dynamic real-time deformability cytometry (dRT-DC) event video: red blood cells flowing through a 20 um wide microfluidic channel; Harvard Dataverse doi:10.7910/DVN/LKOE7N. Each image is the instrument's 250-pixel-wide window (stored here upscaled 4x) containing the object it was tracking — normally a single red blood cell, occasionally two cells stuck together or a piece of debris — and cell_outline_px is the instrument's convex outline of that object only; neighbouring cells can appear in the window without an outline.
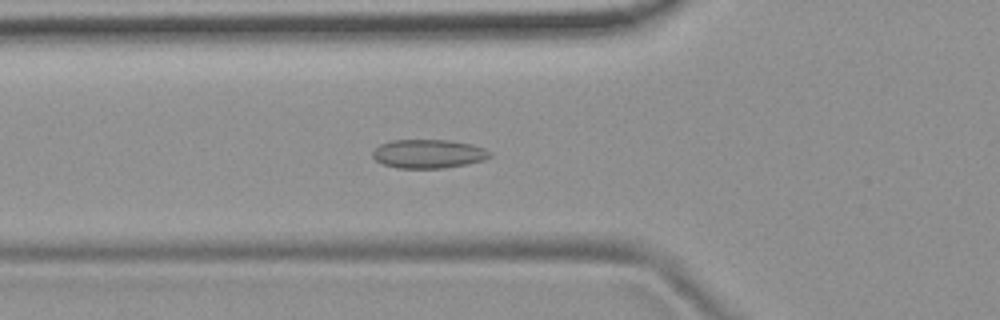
{"species": "common noctule bat (a hibernating species)", "species_latin": "Nyctalus noctula", "temperature_condition": "room temperature", "stored_images_in_passage": 52, "camera_frame_rate_fps": 3000, "um_per_image_px": 0.085, "animal": {"sex": "female", "body_mass_g": 19.9}, "frame": {"image": 1, "passage_image": 18, "time_ms": 5.667, "image_size_px": [1000, 320], "cell_outline_px": [[492, 156], [484, 160], [444, 168], [396, 168], [384, 164], [376, 160], [372, 156], [372, 152], [380, 144], [392, 140], [448, 140], [472, 144], [484, 148], [492, 152]], "centroid_in_image_um": [36.43, 13.07], "position_along_channel_um": 89.4, "area_um2": 19.65}}
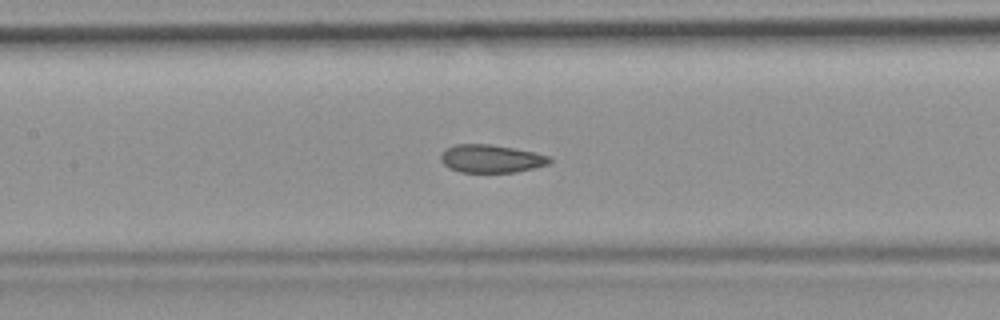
{"frame": {"image": 2, "passage_image": 24, "time_ms": 7.667, "image_size_px": [1000, 320], "cell_outline_px": [[552, 160], [548, 164], [516, 172], [460, 172], [448, 168], [440, 160], [440, 156], [444, 148], [456, 144], [488, 144], [536, 152], [552, 156]], "centroid_in_image_um": [41.73, 13.48], "position_along_channel_um": 165.7, "area_um2": 17.86}}
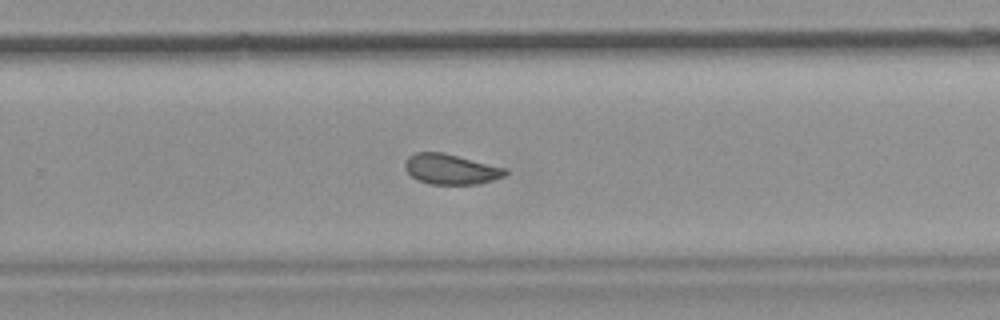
{"frame": {"image": 3, "passage_image": 34, "time_ms": 11.0, "image_size_px": [1000, 320], "cell_outline_px": [[508, 172], [504, 176], [480, 184], [428, 184], [416, 180], [404, 168], [404, 160], [408, 156], [416, 152], [444, 152], [508, 168]], "centroid_in_image_um": [38.31, 14.37], "position_along_channel_um": 291.5, "area_um2": 18.03}, "authors_computed_cell_mechanics": {"area_um2": 18.785, "velocity_mm_per_s": 3.804, "shape_relaxation_time_tau1_ms": 8.935, "shape_relaxation_time_tau2_ms": 1.2072, "deformation_change_tau1": 0.1237, "deformation_change_tau2": 0.0639}}